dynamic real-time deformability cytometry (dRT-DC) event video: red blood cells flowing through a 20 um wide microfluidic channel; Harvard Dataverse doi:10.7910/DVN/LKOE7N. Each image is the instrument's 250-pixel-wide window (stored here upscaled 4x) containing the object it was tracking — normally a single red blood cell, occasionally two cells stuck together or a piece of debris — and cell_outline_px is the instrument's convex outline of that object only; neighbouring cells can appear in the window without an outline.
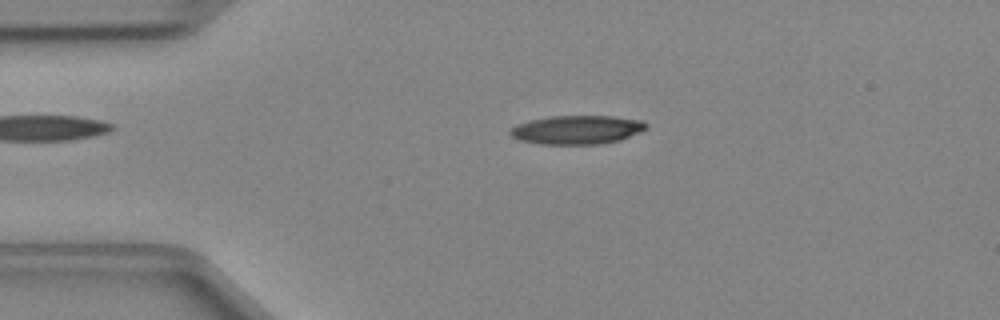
{"species": "Egyptian fruit bat (a non-hibernating species)", "species_latin": "Rousettus aegyptiacus", "temperature_condition": "cold", "stored_images_in_passage": 47, "camera_frame_rate_fps": 3000, "um_per_image_px": 0.085, "animal": {"sex": "female"}, "frame": {"image": 1, "passage_image": 10, "time_ms": 3.0, "image_size_px": [1000, 320], "cell_outline_px": [[648, 128], [640, 132], [620, 140], [600, 144], [540, 144], [520, 140], [512, 136], [508, 132], [516, 124], [528, 120], [552, 116], [616, 116], [644, 120], [648, 124]], "centroid_in_image_um": [49.08, 11.02], "position_along_channel_um": 35.9, "area_um2": 23.0}}
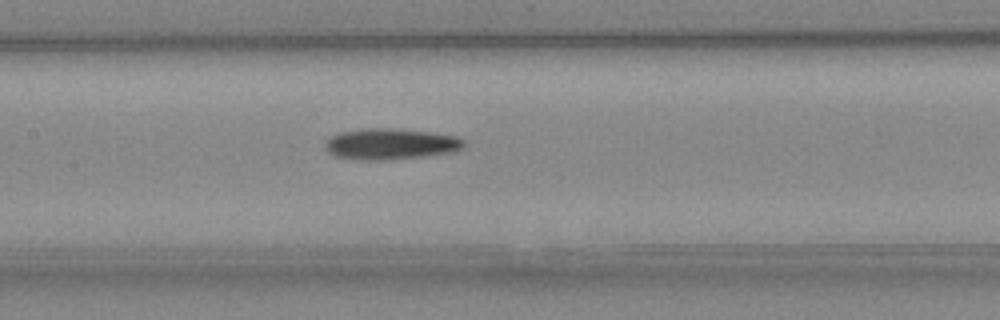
{"frame": {"image": 2, "passage_image": 22, "time_ms": 7.0, "image_size_px": [1000, 320], "cell_outline_px": [[464, 144], [460, 148], [452, 152], [424, 156], [388, 160], [356, 160], [336, 156], [328, 152], [324, 148], [324, 144], [332, 136], [340, 132], [364, 128], [392, 128], [432, 132], [456, 136], [464, 140]], "centroid_in_image_um": [33.17, 12.24], "position_along_channel_um": 174.2, "area_um2": 25.14}}
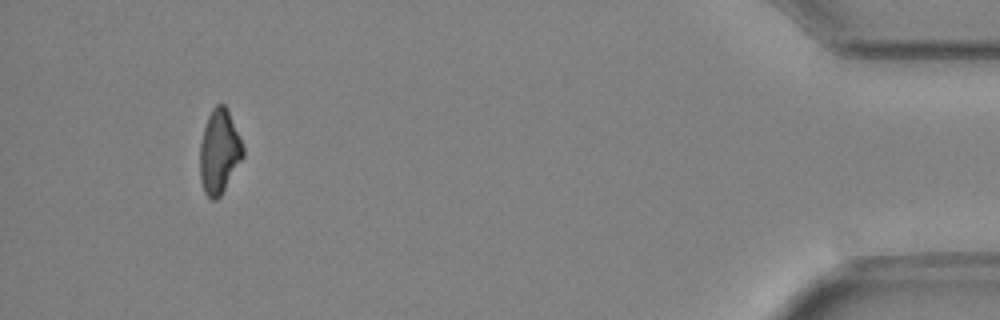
{"frame": {"image": 3, "passage_image": 44, "time_ms": 14.333, "image_size_px": [1000, 320], "cell_outline_px": [[244, 156], [220, 196], [216, 200], [212, 200], [204, 192], [200, 180], [200, 144], [204, 128], [208, 116], [212, 108], [216, 104], [224, 104], [228, 108], [244, 144]], "centroid_in_image_um": [18.65, 12.86], "position_along_channel_um": 416.5, "area_um2": 21.33}}